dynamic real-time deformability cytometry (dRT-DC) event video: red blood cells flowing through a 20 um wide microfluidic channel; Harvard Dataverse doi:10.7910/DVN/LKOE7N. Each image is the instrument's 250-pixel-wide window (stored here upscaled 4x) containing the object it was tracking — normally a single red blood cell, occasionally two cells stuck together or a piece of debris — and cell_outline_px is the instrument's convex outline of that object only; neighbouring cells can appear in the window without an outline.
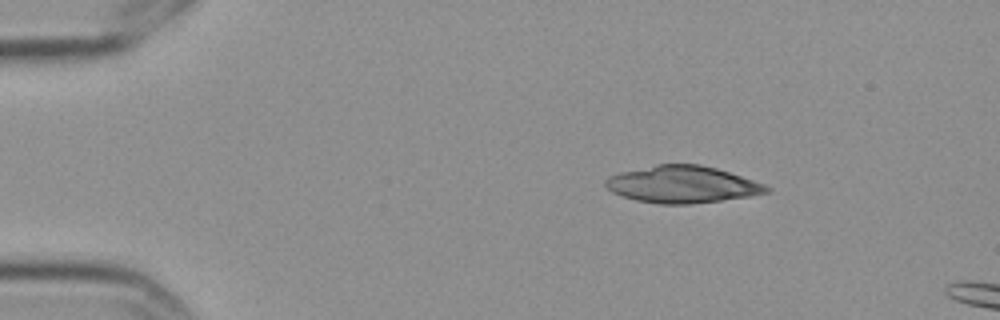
{"species": "Egyptian fruit bat (a non-hibernating species)", "species_latin": "Rousettus aegyptiacus", "temperature_condition": "cold", "stored_images_in_passage": 5, "camera_frame_rate_fps": 3000, "um_per_image_px": 0.085, "frame": {"image": 1, "passage_image": 2, "time_ms": 0.333, "image_size_px": [1000, 320], "cell_outline_px": [[772, 188], [768, 192], [748, 196], [720, 200], [688, 204], [660, 204], [636, 200], [612, 192], [604, 184], [604, 180], [608, 176], [620, 172], [656, 164], [700, 164], [716, 168], [764, 184]], "centroid_in_image_um": [57.96, 15.67], "position_along_channel_um": 27.0, "area_um2": 34.39}}